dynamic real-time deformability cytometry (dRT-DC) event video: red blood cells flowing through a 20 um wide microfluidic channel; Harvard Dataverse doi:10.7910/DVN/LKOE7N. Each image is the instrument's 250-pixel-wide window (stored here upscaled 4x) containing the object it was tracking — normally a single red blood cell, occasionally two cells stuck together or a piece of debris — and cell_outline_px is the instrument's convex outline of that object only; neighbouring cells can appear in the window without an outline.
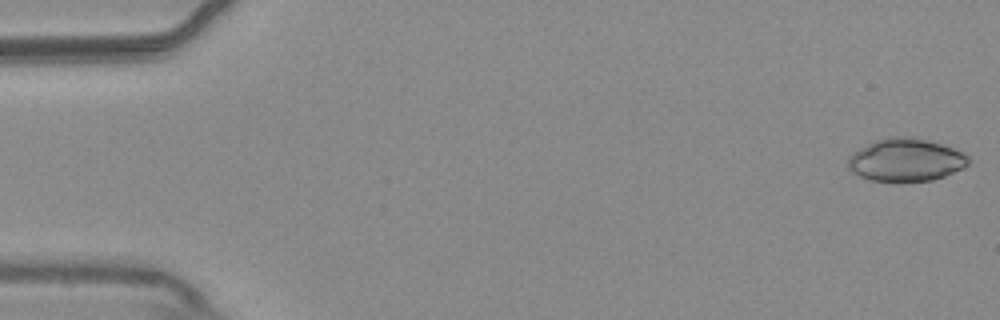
{"species": "common noctule bat (a hibernating species)", "species_latin": "Nyctalus noctula", "temperature_condition": "warm", "stored_images_in_passage": 10, "camera_frame_rate_fps": 3000, "um_per_image_px": 0.085, "animal": {"sex": "male", "body_mass_g": 20.4}, "frame": {"image": 1, "passage_image": 1, "time_ms": 0.0, "image_size_px": [1000, 320], "cell_outline_px": [[968, 164], [964, 168], [944, 176], [932, 180], [904, 184], [896, 184], [868, 180], [852, 172], [848, 168], [848, 156], [852, 152], [876, 140], [888, 136], [912, 136], [928, 140], [952, 148], [968, 156]], "centroid_in_image_um": [76.95, 13.63], "position_along_channel_um": 8.1, "area_um2": 30.81}}